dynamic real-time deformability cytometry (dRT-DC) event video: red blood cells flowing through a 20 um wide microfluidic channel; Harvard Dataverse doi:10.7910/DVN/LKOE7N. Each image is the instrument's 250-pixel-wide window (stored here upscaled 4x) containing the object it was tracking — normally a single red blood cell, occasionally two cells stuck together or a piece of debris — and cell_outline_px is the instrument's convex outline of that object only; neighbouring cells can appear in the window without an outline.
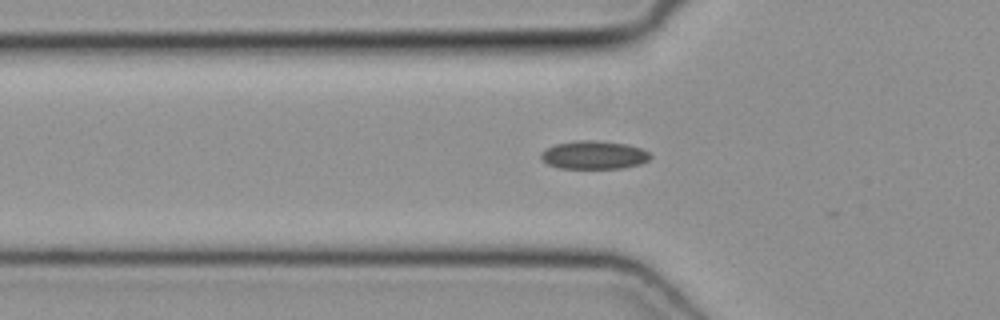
{"species": "common noctule bat (a hibernating species)", "species_latin": "Nyctalus noctula", "temperature_condition": "cold", "stored_images_in_passage": 6, "camera_frame_rate_fps": 3000, "um_per_image_px": 0.085, "animal": {"sex": "female", "body_mass_g": 19.3, "forearm_length_mm": 54.1}, "frame": {"image": 1, "passage_image": 4, "time_ms": 1.0, "image_size_px": [1000, 320], "cell_outline_px": [[652, 156], [648, 160], [640, 164], [624, 168], [560, 168], [548, 164], [540, 160], [540, 152], [544, 148], [556, 144], [576, 140], [592, 140], [628, 144], [640, 148], [648, 152]], "centroid_in_image_um": [50.44, 13.17], "position_along_channel_um": 75.4, "area_um2": 18.15}}